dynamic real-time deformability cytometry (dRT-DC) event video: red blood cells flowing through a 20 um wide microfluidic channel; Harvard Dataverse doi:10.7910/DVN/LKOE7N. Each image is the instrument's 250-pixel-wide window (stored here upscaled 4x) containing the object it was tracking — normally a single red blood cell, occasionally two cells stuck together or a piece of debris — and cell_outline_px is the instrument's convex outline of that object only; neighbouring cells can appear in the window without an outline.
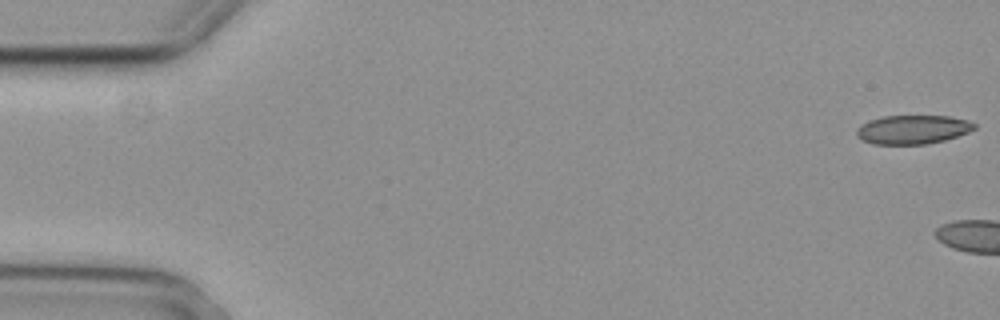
{"species": "common noctule bat (a hibernating species)", "species_latin": "Nyctalus noctula", "temperature_condition": "cold", "stored_images_in_passage": 6, "camera_frame_rate_fps": 3000, "um_per_image_px": 0.085, "animal": {"sex": "female", "body_mass_g": 29.2, "forearm_length_mm": 56.3}, "frame": {"image": 1, "passage_image": 1, "time_ms": 0.0, "image_size_px": [1000, 320], "cell_outline_px": [[976, 128], [968, 132], [944, 140], [928, 144], [872, 144], [860, 140], [856, 136], [856, 128], [860, 124], [868, 120], [884, 116], [948, 116], [968, 120], [976, 124]], "centroid_in_image_um": [77.53, 11.01], "position_along_channel_um": 7.5, "area_um2": 20.0}}